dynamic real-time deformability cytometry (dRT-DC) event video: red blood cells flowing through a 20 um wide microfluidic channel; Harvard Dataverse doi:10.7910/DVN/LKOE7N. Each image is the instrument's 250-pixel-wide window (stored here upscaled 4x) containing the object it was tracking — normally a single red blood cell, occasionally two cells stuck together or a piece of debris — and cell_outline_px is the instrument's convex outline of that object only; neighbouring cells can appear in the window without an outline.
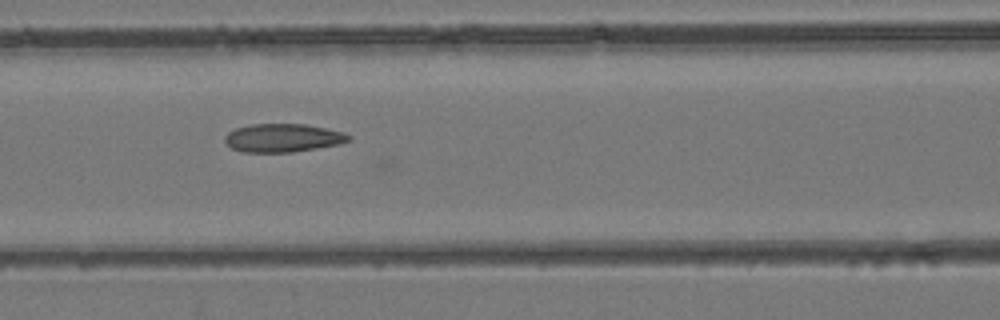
{"species": "common noctule bat (a hibernating species)", "species_latin": "Nyctalus noctula", "temperature_condition": "room temperature", "stored_images_in_passage": 26, "camera_frame_rate_fps": 3000, "um_per_image_px": 0.085, "animal": {"sex": "female", "body_mass_g": 24.6, "forearm_length_mm": 56.2}, "frame": {"image": 1, "passage_image": 7, "time_ms": 2.0, "image_size_px": [1000, 320], "cell_outline_px": [[352, 136], [348, 140], [340, 144], [292, 152], [244, 152], [232, 148], [224, 140], [224, 136], [228, 132], [236, 128], [252, 124], [304, 124], [344, 132]], "centroid_in_image_um": [24.03, 11.72], "position_along_channel_um": 142.6, "area_um2": 20.29}}
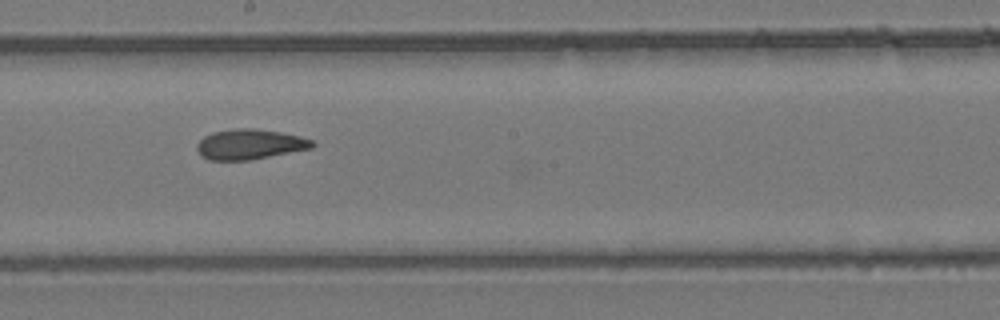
{"frame": {"image": 2, "passage_image": 13, "time_ms": 4.0, "image_size_px": [1000, 320], "cell_outline_px": [[316, 144], [312, 148], [248, 160], [208, 160], [200, 156], [196, 148], [196, 144], [204, 136], [212, 132], [236, 128], [252, 128], [280, 132], [300, 136], [312, 140]], "centroid_in_image_um": [21.19, 12.26], "position_along_channel_um": 227.0, "area_um2": 20.29}}
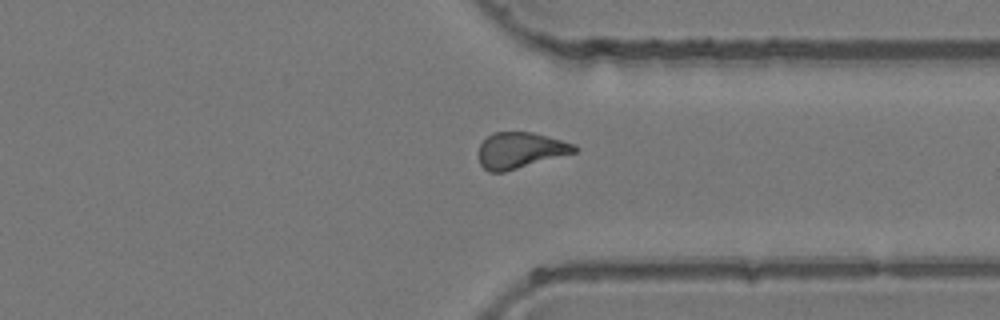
{"frame": {"image": 3, "passage_image": 23, "time_ms": 7.333, "image_size_px": [1000, 320], "cell_outline_px": [[580, 148], [576, 152], [504, 172], [488, 172], [480, 164], [480, 144], [492, 132], [532, 132], [576, 144]], "centroid_in_image_um": [44.25, 12.77], "position_along_channel_um": 367.2, "area_um2": 20.0}}